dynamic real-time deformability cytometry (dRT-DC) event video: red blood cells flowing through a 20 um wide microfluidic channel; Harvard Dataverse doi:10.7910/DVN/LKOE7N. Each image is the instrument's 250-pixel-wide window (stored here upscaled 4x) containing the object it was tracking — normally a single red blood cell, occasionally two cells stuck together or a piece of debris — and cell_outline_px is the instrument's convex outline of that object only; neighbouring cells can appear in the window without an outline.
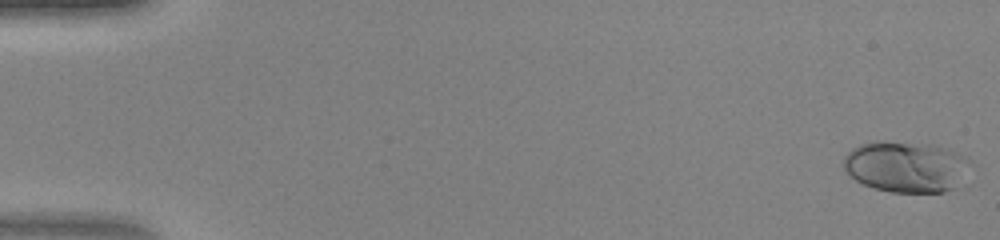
{"species": "human", "species_latin": "Homo sapiens", "temperature_condition": "warm", "stored_images_in_passage": 47, "camera_frame_rate_fps": 3000, "um_per_image_px": 0.085, "donor": {"sex": "female"}, "frame": {"image": 1, "passage_image": 1, "time_ms": 0.0, "image_size_px": [1000, 240], "cell_outline_px": [[972, 160], [952, 188], [944, 192], [892, 192], [876, 188], [864, 184], [856, 180], [844, 168], [844, 156], [852, 148], [860, 144], [876, 140], [884, 140], [932, 144], [952, 148], [968, 156]], "centroid_in_image_um": [77.0, 14.12], "position_along_channel_um": 8.0, "area_um2": 37.74}}
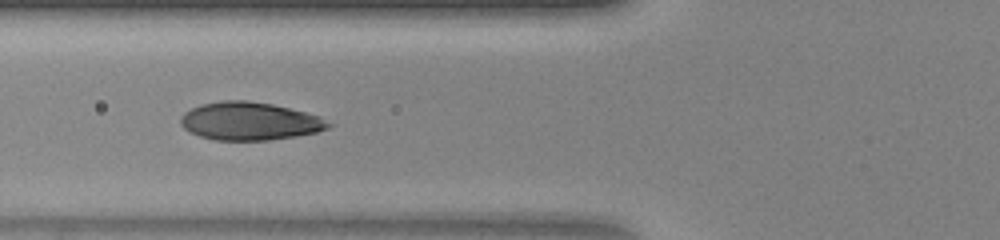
{"frame": {"image": 2, "passage_image": 19, "time_ms": 6.0, "image_size_px": [1000, 240], "cell_outline_px": [[336, 124], [328, 128], [316, 132], [296, 136], [268, 140], [212, 140], [188, 132], [180, 124], [180, 116], [184, 112], [200, 104], [224, 100], [248, 100], [272, 104], [320, 116]], "centroid_in_image_um": [21.21, 10.3], "position_along_channel_um": 104.6, "area_um2": 32.95}}
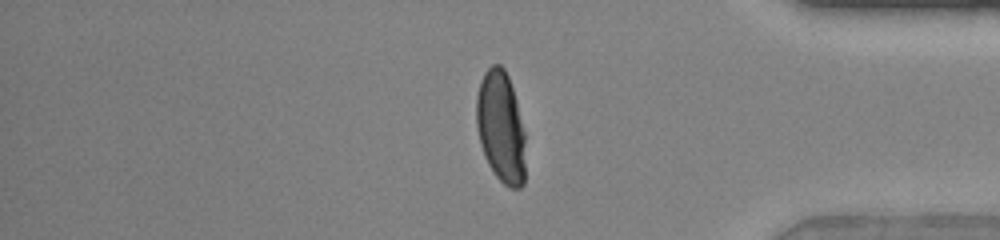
{"frame": {"image": 3, "passage_image": 40, "time_ms": 13.0, "image_size_px": [1000, 240], "cell_outline_px": [[524, 184], [520, 188], [508, 188], [496, 176], [488, 164], [484, 156], [480, 144], [476, 128], [476, 96], [480, 80], [484, 72], [492, 64], [500, 64], [504, 68], [508, 76], [516, 100], [524, 132]], "centroid_in_image_um": [42.54, 10.79], "position_along_channel_um": 392.7, "area_um2": 32.02}}